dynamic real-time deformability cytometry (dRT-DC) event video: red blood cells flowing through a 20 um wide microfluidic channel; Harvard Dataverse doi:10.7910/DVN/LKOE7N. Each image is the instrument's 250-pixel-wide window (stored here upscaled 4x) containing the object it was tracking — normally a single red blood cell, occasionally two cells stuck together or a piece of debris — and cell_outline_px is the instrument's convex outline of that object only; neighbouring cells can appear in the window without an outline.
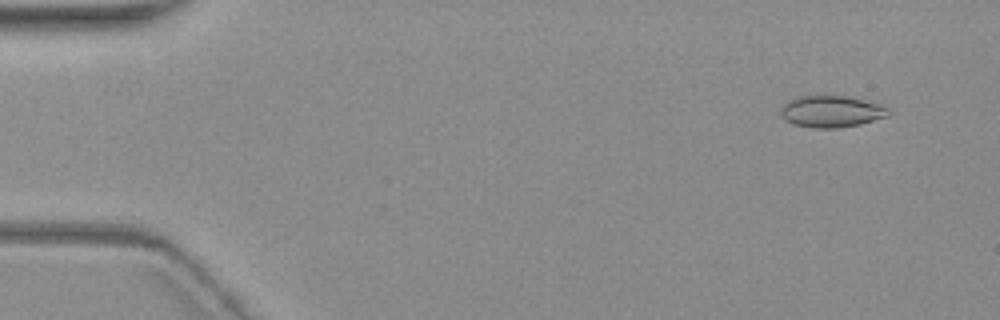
{"species": "common noctule bat (a hibernating species)", "species_latin": "Nyctalus noctula", "temperature_condition": "warm", "stored_images_in_passage": 6, "camera_frame_rate_fps": 3000, "um_per_image_px": 0.085, "animal": {"sex": "female", "body_mass_g": 19.3, "forearm_length_mm": 54.1}, "frame": {"image": 1, "passage_image": 2, "time_ms": 1.0, "image_size_px": [1000, 320], "cell_outline_px": [[892, 112], [888, 116], [860, 124], [836, 128], [816, 128], [796, 124], [780, 116], [780, 108], [788, 100], [800, 96], [844, 96], [880, 104], [888, 108]], "centroid_in_image_um": [70.68, 9.47], "position_along_channel_um": 14.3, "area_um2": 19.65}}
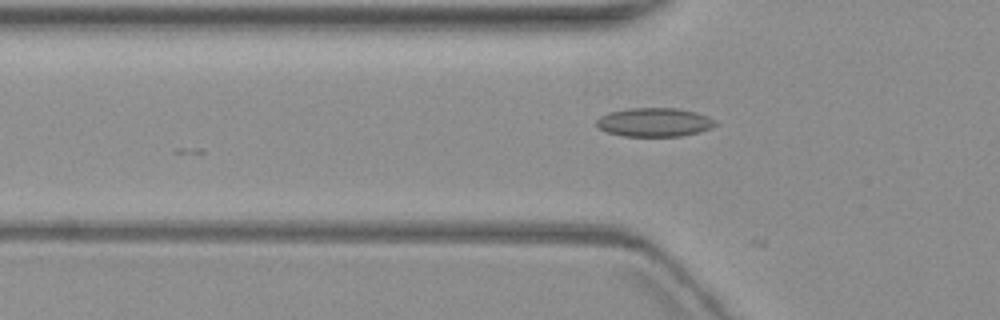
{"frame": {"image": 2, "passage_image": 6, "time_ms": 6.0, "image_size_px": [1000, 320], "cell_outline_px": [[716, 124], [712, 128], [700, 132], [680, 136], [624, 136], [608, 132], [600, 128], [596, 124], [596, 120], [600, 116], [608, 112], [628, 108], [676, 108], [696, 112], [708, 116], [716, 120]], "centroid_in_image_um": [55.64, 10.38], "position_along_channel_um": 70.2, "area_um2": 20.0}}